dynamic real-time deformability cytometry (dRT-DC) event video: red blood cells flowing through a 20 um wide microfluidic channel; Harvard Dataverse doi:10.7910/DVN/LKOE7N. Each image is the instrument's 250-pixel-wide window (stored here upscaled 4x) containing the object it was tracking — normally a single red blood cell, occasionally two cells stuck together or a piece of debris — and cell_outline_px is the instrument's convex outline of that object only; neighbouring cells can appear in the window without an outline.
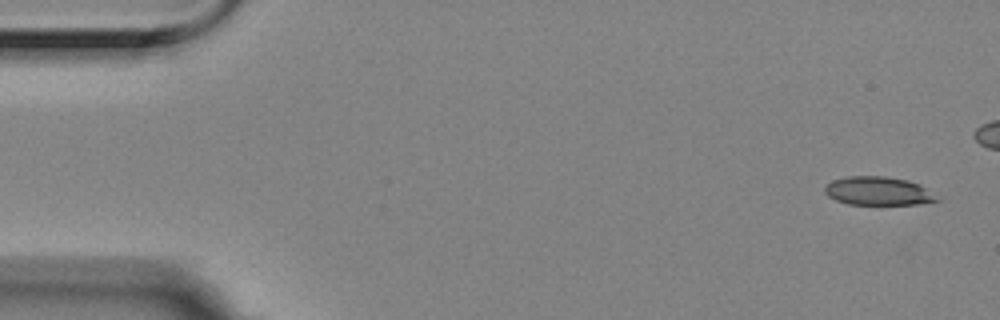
{"species": "Egyptian fruit bat (a non-hibernating species)", "species_latin": "Rousettus aegyptiacus", "temperature_condition": "room temperature", "stored_images_in_passage": 6, "camera_frame_rate_fps": 3000, "um_per_image_px": 0.085, "animal": {"sex": "female"}, "frame": {"image": 1, "passage_image": 1, "time_ms": 0.0, "image_size_px": [1000, 320], "cell_outline_px": [[940, 200], [916, 204], [848, 204], [836, 200], [828, 196], [824, 192], [824, 188], [832, 180], [848, 176], [884, 176], [908, 180], [920, 184]], "centroid_in_image_um": [74.61, 16.23], "position_along_channel_um": 10.4, "area_um2": 18.44}}
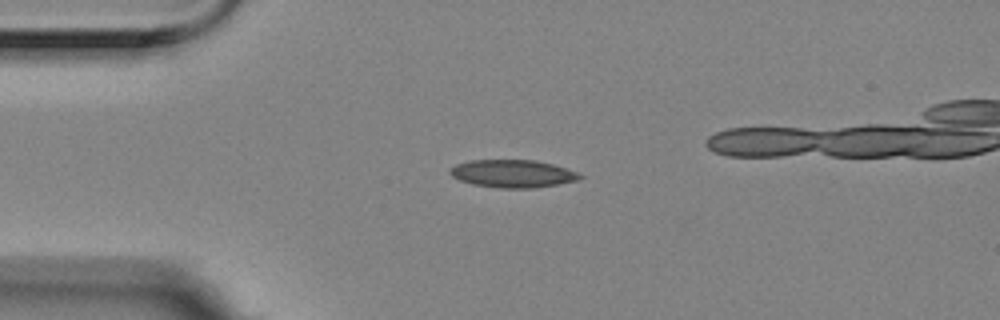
{"frame": {"image": 2, "passage_image": 4, "time_ms": 1.0, "image_size_px": [1000, 320], "cell_outline_px": [[584, 176], [576, 180], [556, 184], [532, 188], [500, 188], [472, 184], [460, 180], [452, 176], [448, 172], [448, 168], [456, 164], [468, 160], [536, 160], [552, 164], [576, 172]], "centroid_in_image_um": [43.51, 14.75], "position_along_channel_um": 41.5, "area_um2": 20.87}}